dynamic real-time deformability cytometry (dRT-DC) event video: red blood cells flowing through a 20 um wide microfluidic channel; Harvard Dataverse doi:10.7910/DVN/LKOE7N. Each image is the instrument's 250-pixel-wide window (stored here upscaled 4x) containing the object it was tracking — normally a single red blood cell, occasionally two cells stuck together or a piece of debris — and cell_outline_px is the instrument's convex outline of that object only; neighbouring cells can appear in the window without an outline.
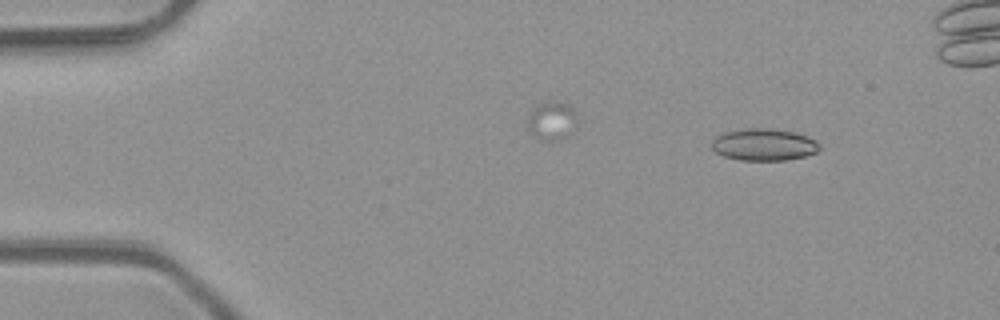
{"species": "common noctule bat (a hibernating species)", "species_latin": "Nyctalus noctula", "temperature_condition": "room temperature", "stored_images_in_passage": 42, "segment_of_instrument_passage": [1, 2], "camera_frame_rate_fps": 3000, "um_per_image_px": 0.085, "animal": {"sex": "male", "body_mass_g": 23.1, "forearm_length_mm": 52.7}, "frame": {"image": 1, "passage_image": 1, "time_ms": 0.0, "image_size_px": [1000, 320], "cell_outline_px": [[820, 148], [816, 152], [804, 156], [784, 160], [740, 160], [724, 156], [716, 152], [712, 148], [712, 140], [720, 132], [744, 128], [772, 128], [792, 132], [808, 136], [816, 140], [820, 144]], "centroid_in_image_um": [64.91, 12.28], "position_along_channel_um": 20.1, "area_um2": 20.23}}
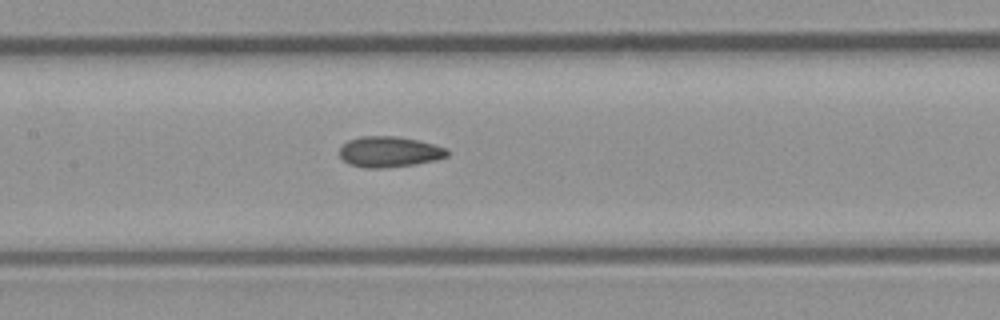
{"frame": {"image": 2, "passage_image": 19, "time_ms": 6.0, "image_size_px": [1000, 320], "cell_outline_px": [[448, 156], [436, 160], [416, 164], [384, 168], [364, 168], [348, 164], [340, 156], [340, 148], [348, 140], [364, 136], [396, 136], [416, 140], [448, 148]], "centroid_in_image_um": [33.09, 12.91], "position_along_channel_um": 174.3, "area_um2": 19.25}}
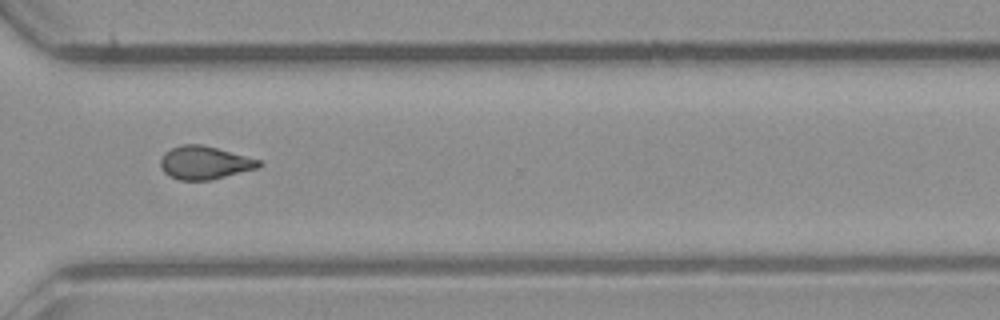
{"frame": {"image": 3, "passage_image": 32, "time_ms": 10.333, "image_size_px": [1000, 320], "cell_outline_px": [[264, 164], [260, 168], [212, 180], [180, 180], [168, 176], [160, 168], [160, 156], [164, 152], [172, 148], [184, 144], [200, 144], [216, 148], [260, 160]], "centroid_in_image_um": [17.38, 13.85], "position_along_channel_um": 353.2, "area_um2": 19.19}}